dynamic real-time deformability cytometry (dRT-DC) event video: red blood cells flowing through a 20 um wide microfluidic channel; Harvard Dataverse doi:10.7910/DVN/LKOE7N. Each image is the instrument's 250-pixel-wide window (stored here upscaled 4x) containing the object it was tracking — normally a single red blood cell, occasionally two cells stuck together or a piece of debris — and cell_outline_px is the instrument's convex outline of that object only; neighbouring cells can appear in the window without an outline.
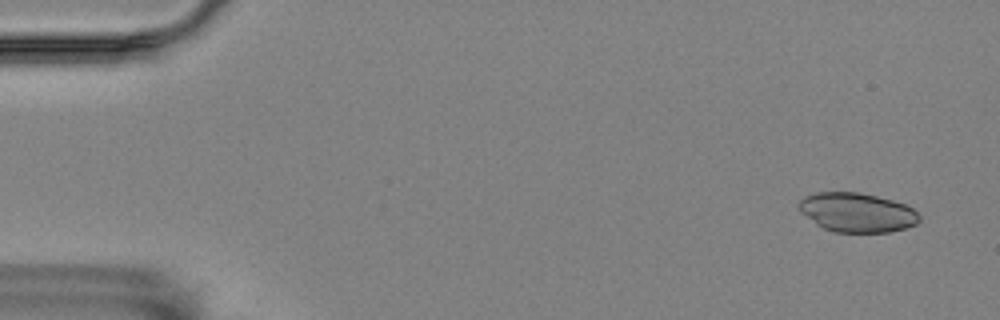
{"species": "Egyptian fruit bat (a non-hibernating species)", "species_latin": "Rousettus aegyptiacus", "temperature_condition": "room temperature", "stored_images_in_passage": 15, "camera_frame_rate_fps": 3000, "um_per_image_px": 0.085, "animal": {"sex": "female"}, "frame": {"image": 1, "passage_image": 3, "time_ms": 0.667, "image_size_px": [1000, 320], "cell_outline_px": [[920, 220], [916, 224], [904, 228], [888, 232], [832, 232], [816, 224], [800, 212], [800, 200], [804, 196], [816, 192], [860, 192], [892, 200], [904, 204], [912, 208], [920, 216]], "centroid_in_image_um": [72.83, 18.05], "position_along_channel_um": 12.2, "area_um2": 27.46}}